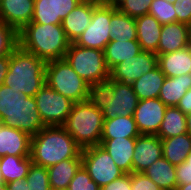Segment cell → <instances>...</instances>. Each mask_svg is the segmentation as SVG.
I'll return each instance as SVG.
<instances>
[{"label":"cell","instance_id":"e575fe53","mask_svg":"<svg viewBox=\"0 0 191 190\" xmlns=\"http://www.w3.org/2000/svg\"><path fill=\"white\" fill-rule=\"evenodd\" d=\"M148 14L154 16L162 25L176 22L173 3L166 0H153Z\"/></svg>","mask_w":191,"mask_h":190},{"label":"cell","instance_id":"816d5d0a","mask_svg":"<svg viewBox=\"0 0 191 190\" xmlns=\"http://www.w3.org/2000/svg\"><path fill=\"white\" fill-rule=\"evenodd\" d=\"M123 0H112V5L117 7Z\"/></svg>","mask_w":191,"mask_h":190},{"label":"cell","instance_id":"4fadbf2b","mask_svg":"<svg viewBox=\"0 0 191 190\" xmlns=\"http://www.w3.org/2000/svg\"><path fill=\"white\" fill-rule=\"evenodd\" d=\"M82 0H34L32 22L38 24H62V20Z\"/></svg>","mask_w":191,"mask_h":190},{"label":"cell","instance_id":"bcb514c9","mask_svg":"<svg viewBox=\"0 0 191 190\" xmlns=\"http://www.w3.org/2000/svg\"><path fill=\"white\" fill-rule=\"evenodd\" d=\"M9 68V56L0 57V85L3 84Z\"/></svg>","mask_w":191,"mask_h":190},{"label":"cell","instance_id":"ab89813d","mask_svg":"<svg viewBox=\"0 0 191 190\" xmlns=\"http://www.w3.org/2000/svg\"><path fill=\"white\" fill-rule=\"evenodd\" d=\"M131 190H161V189L144 173L132 172Z\"/></svg>","mask_w":191,"mask_h":190},{"label":"cell","instance_id":"83f0119b","mask_svg":"<svg viewBox=\"0 0 191 190\" xmlns=\"http://www.w3.org/2000/svg\"><path fill=\"white\" fill-rule=\"evenodd\" d=\"M139 135L133 115L104 119L101 139L129 138Z\"/></svg>","mask_w":191,"mask_h":190},{"label":"cell","instance_id":"9c48e42d","mask_svg":"<svg viewBox=\"0 0 191 190\" xmlns=\"http://www.w3.org/2000/svg\"><path fill=\"white\" fill-rule=\"evenodd\" d=\"M112 5L99 3L93 9L91 22L74 42L84 48L104 50L110 40Z\"/></svg>","mask_w":191,"mask_h":190},{"label":"cell","instance_id":"5bb4252c","mask_svg":"<svg viewBox=\"0 0 191 190\" xmlns=\"http://www.w3.org/2000/svg\"><path fill=\"white\" fill-rule=\"evenodd\" d=\"M163 157L162 142L157 135H142L136 137L132 172L143 173L156 160Z\"/></svg>","mask_w":191,"mask_h":190},{"label":"cell","instance_id":"e0dca14e","mask_svg":"<svg viewBox=\"0 0 191 190\" xmlns=\"http://www.w3.org/2000/svg\"><path fill=\"white\" fill-rule=\"evenodd\" d=\"M99 3L89 0H82L77 6L62 20V28L67 39L73 43L86 30L91 22L93 9Z\"/></svg>","mask_w":191,"mask_h":190},{"label":"cell","instance_id":"2e32d148","mask_svg":"<svg viewBox=\"0 0 191 190\" xmlns=\"http://www.w3.org/2000/svg\"><path fill=\"white\" fill-rule=\"evenodd\" d=\"M34 0H1L0 21L18 32L32 21Z\"/></svg>","mask_w":191,"mask_h":190},{"label":"cell","instance_id":"cb8c5ba5","mask_svg":"<svg viewBox=\"0 0 191 190\" xmlns=\"http://www.w3.org/2000/svg\"><path fill=\"white\" fill-rule=\"evenodd\" d=\"M161 190H176V166L164 157L156 160L144 172Z\"/></svg>","mask_w":191,"mask_h":190},{"label":"cell","instance_id":"9a60e30c","mask_svg":"<svg viewBox=\"0 0 191 190\" xmlns=\"http://www.w3.org/2000/svg\"><path fill=\"white\" fill-rule=\"evenodd\" d=\"M139 99L131 84L114 81L113 99L102 110L104 119H114L117 116L134 114Z\"/></svg>","mask_w":191,"mask_h":190},{"label":"cell","instance_id":"ac0fdd59","mask_svg":"<svg viewBox=\"0 0 191 190\" xmlns=\"http://www.w3.org/2000/svg\"><path fill=\"white\" fill-rule=\"evenodd\" d=\"M31 136L19 129L0 123V157L30 156Z\"/></svg>","mask_w":191,"mask_h":190},{"label":"cell","instance_id":"8fae6325","mask_svg":"<svg viewBox=\"0 0 191 190\" xmlns=\"http://www.w3.org/2000/svg\"><path fill=\"white\" fill-rule=\"evenodd\" d=\"M158 66L156 53L142 51L136 56L122 61L110 70V78L120 83L132 84L144 73Z\"/></svg>","mask_w":191,"mask_h":190},{"label":"cell","instance_id":"1f68e13d","mask_svg":"<svg viewBox=\"0 0 191 190\" xmlns=\"http://www.w3.org/2000/svg\"><path fill=\"white\" fill-rule=\"evenodd\" d=\"M184 133H187L186 115L177 106L167 107L157 136L162 140Z\"/></svg>","mask_w":191,"mask_h":190},{"label":"cell","instance_id":"7c38bea8","mask_svg":"<svg viewBox=\"0 0 191 190\" xmlns=\"http://www.w3.org/2000/svg\"><path fill=\"white\" fill-rule=\"evenodd\" d=\"M167 106L159 99H144L138 102L133 117L142 135H157Z\"/></svg>","mask_w":191,"mask_h":190},{"label":"cell","instance_id":"4316f807","mask_svg":"<svg viewBox=\"0 0 191 190\" xmlns=\"http://www.w3.org/2000/svg\"><path fill=\"white\" fill-rule=\"evenodd\" d=\"M165 78V74L161 71L159 66H157L148 73H144L131 85L139 101L144 99H154L159 97V92Z\"/></svg>","mask_w":191,"mask_h":190},{"label":"cell","instance_id":"ffe728a7","mask_svg":"<svg viewBox=\"0 0 191 190\" xmlns=\"http://www.w3.org/2000/svg\"><path fill=\"white\" fill-rule=\"evenodd\" d=\"M188 46V27L182 22L162 25L157 55L174 52Z\"/></svg>","mask_w":191,"mask_h":190},{"label":"cell","instance_id":"8992f818","mask_svg":"<svg viewBox=\"0 0 191 190\" xmlns=\"http://www.w3.org/2000/svg\"><path fill=\"white\" fill-rule=\"evenodd\" d=\"M64 59L89 85L110 78L103 50L84 48L73 42L70 43Z\"/></svg>","mask_w":191,"mask_h":190},{"label":"cell","instance_id":"b9f144b4","mask_svg":"<svg viewBox=\"0 0 191 190\" xmlns=\"http://www.w3.org/2000/svg\"><path fill=\"white\" fill-rule=\"evenodd\" d=\"M177 186L191 183V151L186 157V160L176 165Z\"/></svg>","mask_w":191,"mask_h":190},{"label":"cell","instance_id":"ee69618b","mask_svg":"<svg viewBox=\"0 0 191 190\" xmlns=\"http://www.w3.org/2000/svg\"><path fill=\"white\" fill-rule=\"evenodd\" d=\"M177 107L186 115L191 112V88L180 99Z\"/></svg>","mask_w":191,"mask_h":190},{"label":"cell","instance_id":"ba28073f","mask_svg":"<svg viewBox=\"0 0 191 190\" xmlns=\"http://www.w3.org/2000/svg\"><path fill=\"white\" fill-rule=\"evenodd\" d=\"M34 98L45 126H63L75 103L53 90L46 83Z\"/></svg>","mask_w":191,"mask_h":190},{"label":"cell","instance_id":"3957f363","mask_svg":"<svg viewBox=\"0 0 191 190\" xmlns=\"http://www.w3.org/2000/svg\"><path fill=\"white\" fill-rule=\"evenodd\" d=\"M46 61L18 46L9 56L3 85L34 97L44 86Z\"/></svg>","mask_w":191,"mask_h":190},{"label":"cell","instance_id":"d590c367","mask_svg":"<svg viewBox=\"0 0 191 190\" xmlns=\"http://www.w3.org/2000/svg\"><path fill=\"white\" fill-rule=\"evenodd\" d=\"M26 181L29 190H50L47 168L31 164Z\"/></svg>","mask_w":191,"mask_h":190},{"label":"cell","instance_id":"d4e9b609","mask_svg":"<svg viewBox=\"0 0 191 190\" xmlns=\"http://www.w3.org/2000/svg\"><path fill=\"white\" fill-rule=\"evenodd\" d=\"M82 165V159H65L47 168L49 185L53 189L66 190L76 171Z\"/></svg>","mask_w":191,"mask_h":190},{"label":"cell","instance_id":"f546056e","mask_svg":"<svg viewBox=\"0 0 191 190\" xmlns=\"http://www.w3.org/2000/svg\"><path fill=\"white\" fill-rule=\"evenodd\" d=\"M163 157L172 165H179L186 160L191 151V136L188 133L162 139Z\"/></svg>","mask_w":191,"mask_h":190},{"label":"cell","instance_id":"f6af8a7d","mask_svg":"<svg viewBox=\"0 0 191 190\" xmlns=\"http://www.w3.org/2000/svg\"><path fill=\"white\" fill-rule=\"evenodd\" d=\"M7 190H29L26 179L13 180L6 184Z\"/></svg>","mask_w":191,"mask_h":190},{"label":"cell","instance_id":"7a4b0ae2","mask_svg":"<svg viewBox=\"0 0 191 190\" xmlns=\"http://www.w3.org/2000/svg\"><path fill=\"white\" fill-rule=\"evenodd\" d=\"M19 46L46 62L64 59L70 41L62 24L30 22L18 32Z\"/></svg>","mask_w":191,"mask_h":190},{"label":"cell","instance_id":"c3c4849f","mask_svg":"<svg viewBox=\"0 0 191 190\" xmlns=\"http://www.w3.org/2000/svg\"><path fill=\"white\" fill-rule=\"evenodd\" d=\"M176 190H191V183L179 185Z\"/></svg>","mask_w":191,"mask_h":190},{"label":"cell","instance_id":"6da1fadb","mask_svg":"<svg viewBox=\"0 0 191 190\" xmlns=\"http://www.w3.org/2000/svg\"><path fill=\"white\" fill-rule=\"evenodd\" d=\"M81 150L63 126H45L31 137V160L45 168L65 159H82Z\"/></svg>","mask_w":191,"mask_h":190},{"label":"cell","instance_id":"d6a6232c","mask_svg":"<svg viewBox=\"0 0 191 190\" xmlns=\"http://www.w3.org/2000/svg\"><path fill=\"white\" fill-rule=\"evenodd\" d=\"M114 80L108 78L89 85L88 101L99 110L108 106L113 99Z\"/></svg>","mask_w":191,"mask_h":190},{"label":"cell","instance_id":"f907efd6","mask_svg":"<svg viewBox=\"0 0 191 190\" xmlns=\"http://www.w3.org/2000/svg\"><path fill=\"white\" fill-rule=\"evenodd\" d=\"M89 1L112 5V0H89Z\"/></svg>","mask_w":191,"mask_h":190},{"label":"cell","instance_id":"484cf974","mask_svg":"<svg viewBox=\"0 0 191 190\" xmlns=\"http://www.w3.org/2000/svg\"><path fill=\"white\" fill-rule=\"evenodd\" d=\"M191 88V74L166 77L159 92V99L167 106H177L180 99Z\"/></svg>","mask_w":191,"mask_h":190},{"label":"cell","instance_id":"7402d4cb","mask_svg":"<svg viewBox=\"0 0 191 190\" xmlns=\"http://www.w3.org/2000/svg\"><path fill=\"white\" fill-rule=\"evenodd\" d=\"M158 56V66L166 77L191 74V48L189 46Z\"/></svg>","mask_w":191,"mask_h":190},{"label":"cell","instance_id":"52a82bcc","mask_svg":"<svg viewBox=\"0 0 191 190\" xmlns=\"http://www.w3.org/2000/svg\"><path fill=\"white\" fill-rule=\"evenodd\" d=\"M81 158L82 165L100 188L126 174L101 145L82 149Z\"/></svg>","mask_w":191,"mask_h":190},{"label":"cell","instance_id":"7dc6e473","mask_svg":"<svg viewBox=\"0 0 191 190\" xmlns=\"http://www.w3.org/2000/svg\"><path fill=\"white\" fill-rule=\"evenodd\" d=\"M187 133L191 136V112L186 114Z\"/></svg>","mask_w":191,"mask_h":190},{"label":"cell","instance_id":"603a6c76","mask_svg":"<svg viewBox=\"0 0 191 190\" xmlns=\"http://www.w3.org/2000/svg\"><path fill=\"white\" fill-rule=\"evenodd\" d=\"M103 51L106 65L111 70L122 61L142 52V48L137 40H112L105 46Z\"/></svg>","mask_w":191,"mask_h":190},{"label":"cell","instance_id":"44dd1931","mask_svg":"<svg viewBox=\"0 0 191 190\" xmlns=\"http://www.w3.org/2000/svg\"><path fill=\"white\" fill-rule=\"evenodd\" d=\"M137 41L142 51L157 52L162 24L152 15L146 14L135 18Z\"/></svg>","mask_w":191,"mask_h":190},{"label":"cell","instance_id":"681fc988","mask_svg":"<svg viewBox=\"0 0 191 190\" xmlns=\"http://www.w3.org/2000/svg\"><path fill=\"white\" fill-rule=\"evenodd\" d=\"M188 27V46L191 48V22L187 24Z\"/></svg>","mask_w":191,"mask_h":190},{"label":"cell","instance_id":"277c9868","mask_svg":"<svg viewBox=\"0 0 191 190\" xmlns=\"http://www.w3.org/2000/svg\"><path fill=\"white\" fill-rule=\"evenodd\" d=\"M104 117L88 100L74 103L63 127L81 148L100 145Z\"/></svg>","mask_w":191,"mask_h":190},{"label":"cell","instance_id":"f5cc1de1","mask_svg":"<svg viewBox=\"0 0 191 190\" xmlns=\"http://www.w3.org/2000/svg\"><path fill=\"white\" fill-rule=\"evenodd\" d=\"M0 190H7V187H6L5 183L0 184Z\"/></svg>","mask_w":191,"mask_h":190},{"label":"cell","instance_id":"f1b7e54d","mask_svg":"<svg viewBox=\"0 0 191 190\" xmlns=\"http://www.w3.org/2000/svg\"><path fill=\"white\" fill-rule=\"evenodd\" d=\"M110 40H137L135 18L121 12L112 5V16L110 19Z\"/></svg>","mask_w":191,"mask_h":190},{"label":"cell","instance_id":"4dcf8cb0","mask_svg":"<svg viewBox=\"0 0 191 190\" xmlns=\"http://www.w3.org/2000/svg\"><path fill=\"white\" fill-rule=\"evenodd\" d=\"M32 163L30 156L6 155L0 157V172L4 183L25 179Z\"/></svg>","mask_w":191,"mask_h":190},{"label":"cell","instance_id":"836d02e7","mask_svg":"<svg viewBox=\"0 0 191 190\" xmlns=\"http://www.w3.org/2000/svg\"><path fill=\"white\" fill-rule=\"evenodd\" d=\"M18 46V31L0 21V57L10 56Z\"/></svg>","mask_w":191,"mask_h":190},{"label":"cell","instance_id":"7bdbcfd3","mask_svg":"<svg viewBox=\"0 0 191 190\" xmlns=\"http://www.w3.org/2000/svg\"><path fill=\"white\" fill-rule=\"evenodd\" d=\"M101 190H131V174H124L102 187Z\"/></svg>","mask_w":191,"mask_h":190},{"label":"cell","instance_id":"74e56055","mask_svg":"<svg viewBox=\"0 0 191 190\" xmlns=\"http://www.w3.org/2000/svg\"><path fill=\"white\" fill-rule=\"evenodd\" d=\"M153 0H123L117 8L132 18L149 13L150 6Z\"/></svg>","mask_w":191,"mask_h":190},{"label":"cell","instance_id":"11a10c76","mask_svg":"<svg viewBox=\"0 0 191 190\" xmlns=\"http://www.w3.org/2000/svg\"><path fill=\"white\" fill-rule=\"evenodd\" d=\"M166 1H168L170 3H175L176 2V0H166Z\"/></svg>","mask_w":191,"mask_h":190},{"label":"cell","instance_id":"db71d44e","mask_svg":"<svg viewBox=\"0 0 191 190\" xmlns=\"http://www.w3.org/2000/svg\"><path fill=\"white\" fill-rule=\"evenodd\" d=\"M1 183H4V179H3L2 174H1V172H0V184H1Z\"/></svg>","mask_w":191,"mask_h":190},{"label":"cell","instance_id":"f35d334b","mask_svg":"<svg viewBox=\"0 0 191 190\" xmlns=\"http://www.w3.org/2000/svg\"><path fill=\"white\" fill-rule=\"evenodd\" d=\"M67 190H101L97 183L91 179L83 165L76 171Z\"/></svg>","mask_w":191,"mask_h":190},{"label":"cell","instance_id":"30bf717a","mask_svg":"<svg viewBox=\"0 0 191 190\" xmlns=\"http://www.w3.org/2000/svg\"><path fill=\"white\" fill-rule=\"evenodd\" d=\"M2 123L26 132L31 137L45 127L39 115L35 98L26 94H21L12 106V113Z\"/></svg>","mask_w":191,"mask_h":190},{"label":"cell","instance_id":"8d00e7d4","mask_svg":"<svg viewBox=\"0 0 191 190\" xmlns=\"http://www.w3.org/2000/svg\"><path fill=\"white\" fill-rule=\"evenodd\" d=\"M21 92L6 85H0V123L12 113V106L20 98Z\"/></svg>","mask_w":191,"mask_h":190},{"label":"cell","instance_id":"5b68a950","mask_svg":"<svg viewBox=\"0 0 191 190\" xmlns=\"http://www.w3.org/2000/svg\"><path fill=\"white\" fill-rule=\"evenodd\" d=\"M45 82L53 90L75 103L88 100L89 84L65 59L51 60L46 63Z\"/></svg>","mask_w":191,"mask_h":190},{"label":"cell","instance_id":"60d3db41","mask_svg":"<svg viewBox=\"0 0 191 190\" xmlns=\"http://www.w3.org/2000/svg\"><path fill=\"white\" fill-rule=\"evenodd\" d=\"M173 6L176 12V22L189 24L191 22V0H176Z\"/></svg>","mask_w":191,"mask_h":190},{"label":"cell","instance_id":"d6986e66","mask_svg":"<svg viewBox=\"0 0 191 190\" xmlns=\"http://www.w3.org/2000/svg\"><path fill=\"white\" fill-rule=\"evenodd\" d=\"M135 141L136 137L101 139L100 145L107 151L121 170L126 174H131Z\"/></svg>","mask_w":191,"mask_h":190}]
</instances>
